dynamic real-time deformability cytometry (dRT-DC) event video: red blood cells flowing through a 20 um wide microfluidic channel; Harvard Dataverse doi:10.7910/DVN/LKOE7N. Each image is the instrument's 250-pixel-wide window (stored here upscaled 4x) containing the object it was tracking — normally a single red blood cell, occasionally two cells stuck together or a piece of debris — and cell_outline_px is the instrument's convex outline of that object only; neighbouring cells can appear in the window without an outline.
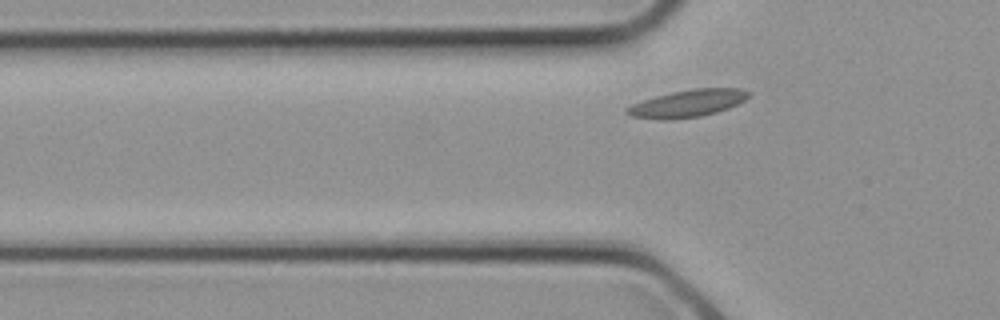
{"species": "common noctule bat (a hibernating species)", "species_latin": "Nyctalus noctula", "temperature_condition": "cold", "stored_images_in_passage": 2, "camera_frame_rate_fps": 3000, "um_per_image_px": 0.085, "animal": {"sex": "female", "body_mass_g": 21.9}, "frame": {"image": 1, "passage_image": 2, "time_ms": 0.333, "image_size_px": [1000, 320], "cell_outline_px": [[752, 96], [728, 108], [716, 112], [700, 116], [672, 120], [660, 120], [632, 116], [624, 112], [624, 108], [632, 104], [656, 96], [672, 92], [692, 88], [740, 88], [752, 92]], "centroid_in_image_um": [58.46, 8.79], "position_along_channel_um": 67.3, "area_um2": 19.48}}